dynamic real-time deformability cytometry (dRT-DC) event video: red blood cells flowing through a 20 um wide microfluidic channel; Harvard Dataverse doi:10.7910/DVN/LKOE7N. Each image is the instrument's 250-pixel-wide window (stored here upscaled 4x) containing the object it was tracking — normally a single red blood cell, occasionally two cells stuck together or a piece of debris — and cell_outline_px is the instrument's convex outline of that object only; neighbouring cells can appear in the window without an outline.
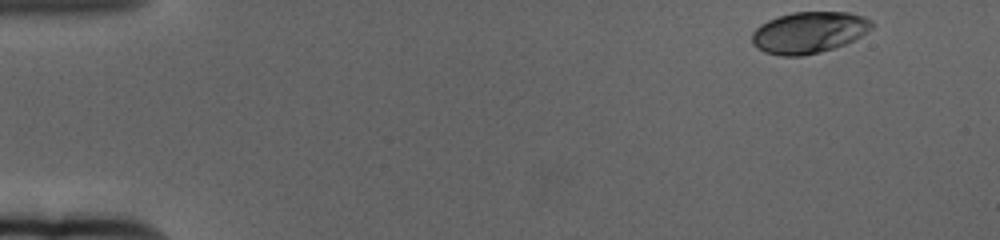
{"species": "human", "species_latin": "Homo sapiens", "temperature_condition": "cold", "stored_images_in_passage": 57, "camera_frame_rate_fps": 3000, "um_per_image_px": 0.085, "donor": {"sex": "female"}, "frame": {"image": 1, "passage_image": 1, "time_ms": 0.0, "image_size_px": [1000, 240], "cell_outline_px": [[876, 24], [872, 28], [860, 36], [844, 44], [820, 52], [800, 56], [780, 56], [764, 52], [756, 48], [752, 44], [752, 32], [760, 24], [768, 20], [792, 12], [848, 12], [864, 16], [872, 20]], "centroid_in_image_um": [68.75, 2.75], "position_along_channel_um": 16.3, "area_um2": 29.02}}
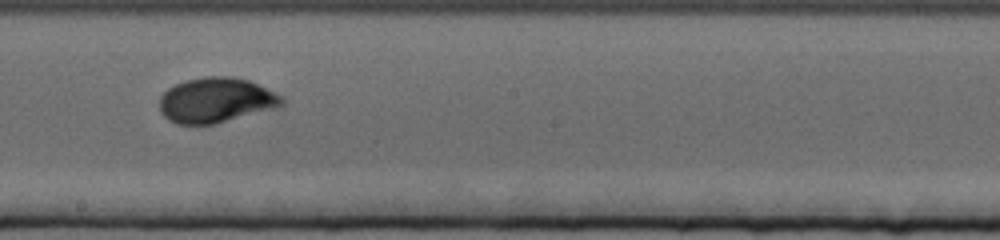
{"frame": {"image": 2, "passage_image": 31, "time_ms": 10.0, "image_size_px": [1000, 240], "cell_outline_px": [[284, 104], [272, 108], [216, 124], [176, 124], [168, 120], [160, 112], [160, 96], [168, 88], [184, 80], [204, 76], [228, 76], [248, 80], [284, 96]], "centroid_in_image_um": [18.33, 8.51], "position_along_channel_um": 229.9, "area_um2": 32.08}}
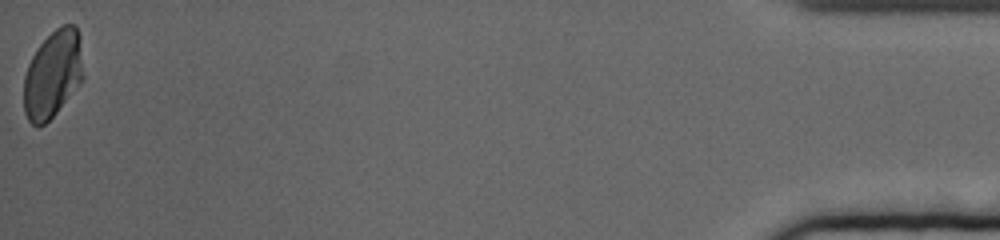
{"frame": {"image": 3, "passage_image": 57, "time_ms": 18.667, "image_size_px": [1000, 240], "cell_outline_px": [[84, 80], [56, 112], [44, 124], [32, 124], [28, 120], [24, 112], [24, 76], [28, 64], [32, 56], [40, 44], [60, 24], [76, 24], [84, 76]], "centroid_in_image_um": [4.48, 6.3], "position_along_channel_um": 430.7, "area_um2": 30.06}, "authors_computed_cell_mechanics": {"area_um2": 30.4028, "velocity_mm_per_s": 3.3382, "shape_relaxation_time_tau1_ms": 3.228, "shape_relaxation_time_tau2_ms": null, "deformation_change_tau1": 0.1445, "deformation_change_tau2": null}}